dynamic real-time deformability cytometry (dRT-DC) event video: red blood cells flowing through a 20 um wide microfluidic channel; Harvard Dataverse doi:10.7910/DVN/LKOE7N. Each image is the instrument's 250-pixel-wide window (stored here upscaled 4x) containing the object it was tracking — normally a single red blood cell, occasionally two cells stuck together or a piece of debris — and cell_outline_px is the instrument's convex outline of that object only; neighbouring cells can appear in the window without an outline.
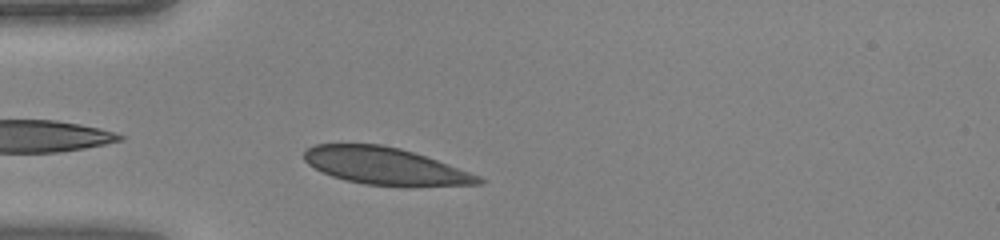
{"species": "human", "species_latin": "Homo sapiens", "temperature_condition": "warm", "stored_images_in_passage": 35, "camera_frame_rate_fps": 3000, "um_per_image_px": 0.085, "donor": {"sex": "female"}, "frame": {"image": 1, "passage_image": 3, "time_ms": 0.667, "image_size_px": [1000, 240], "cell_outline_px": [[488, 180], [484, 184], [412, 188], [404, 188], [364, 184], [332, 176], [308, 164], [304, 160], [304, 152], [308, 148], [316, 144], [380, 144], [400, 148], [448, 164], [480, 176]], "centroid_in_image_um": [32.84, 14.16], "position_along_channel_um": 52.2, "area_um2": 38.26}}
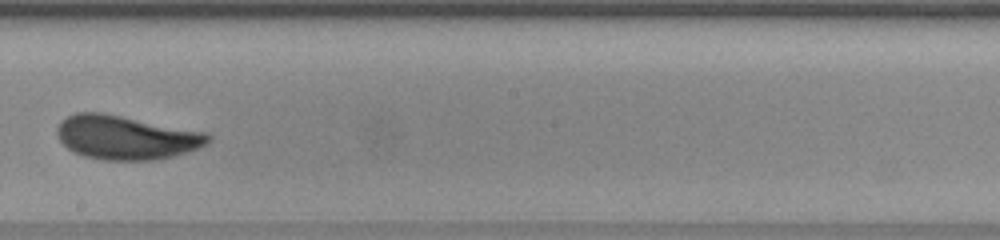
{"frame": {"image": 2, "passage_image": 16, "time_ms": 5.0, "image_size_px": [1000, 240], "cell_outline_px": [[212, 140], [208, 144], [188, 152], [156, 160], [104, 160], [84, 156], [68, 148], [60, 140], [56, 132], [56, 128], [60, 120], [76, 112], [100, 112], [208, 132], [212, 136]], "centroid_in_image_um": [10.75, 11.68], "position_along_channel_um": 237.5, "area_um2": 38.84}}
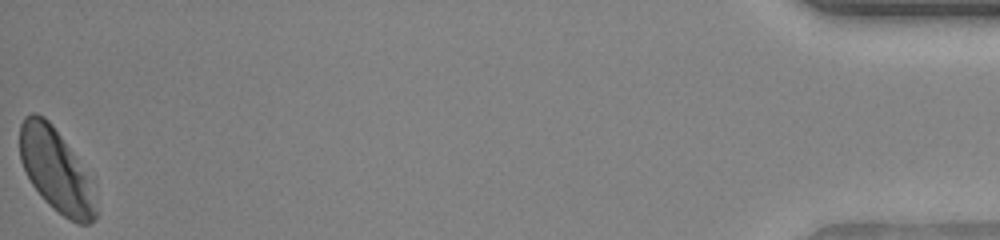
{"frame": {"image": 3, "passage_image": 35, "time_ms": 11.333, "image_size_px": [1000, 240], "cell_outline_px": [[100, 212], [88, 224], [76, 224], [68, 220], [52, 208], [44, 200], [32, 184], [20, 160], [20, 124], [24, 116], [32, 112], [36, 112], [44, 116], [52, 124], [72, 152], [84, 176]], "centroid_in_image_um": [4.69, 14.49], "position_along_channel_um": 430.5, "area_um2": 35.84}}